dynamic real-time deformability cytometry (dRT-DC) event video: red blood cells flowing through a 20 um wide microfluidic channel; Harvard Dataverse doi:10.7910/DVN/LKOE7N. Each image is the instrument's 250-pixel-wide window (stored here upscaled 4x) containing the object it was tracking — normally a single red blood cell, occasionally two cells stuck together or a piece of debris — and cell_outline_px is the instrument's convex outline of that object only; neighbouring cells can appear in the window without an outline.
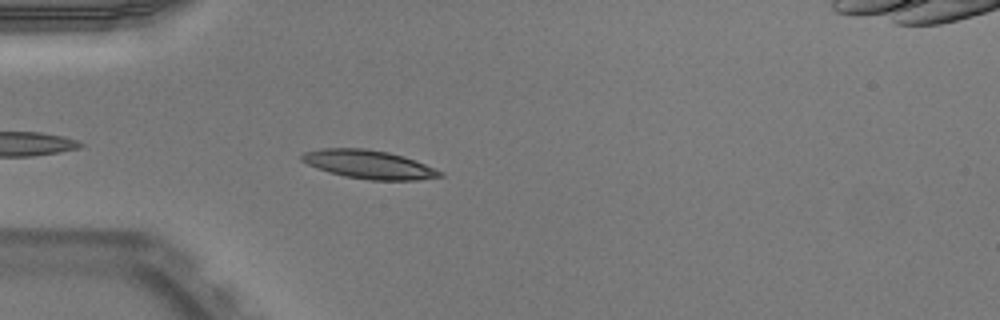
{"species": "Egyptian fruit bat (a non-hibernating species)", "species_latin": "Rousettus aegyptiacus", "temperature_condition": "warm", "stored_images_in_passage": 28, "camera_frame_rate_fps": 3000, "um_per_image_px": 0.085, "animal": {"sex": "male"}, "frame": {"image": 1, "passage_image": 5, "time_ms": 1.333, "image_size_px": [1000, 320], "cell_outline_px": [[444, 176], [420, 180], [368, 180], [344, 176], [328, 172], [316, 168], [300, 160], [300, 156], [304, 152], [320, 148], [364, 148], [388, 152], [404, 156], [444, 172]], "centroid_in_image_um": [31.34, 13.98], "position_along_channel_um": 53.7, "area_um2": 23.12}}
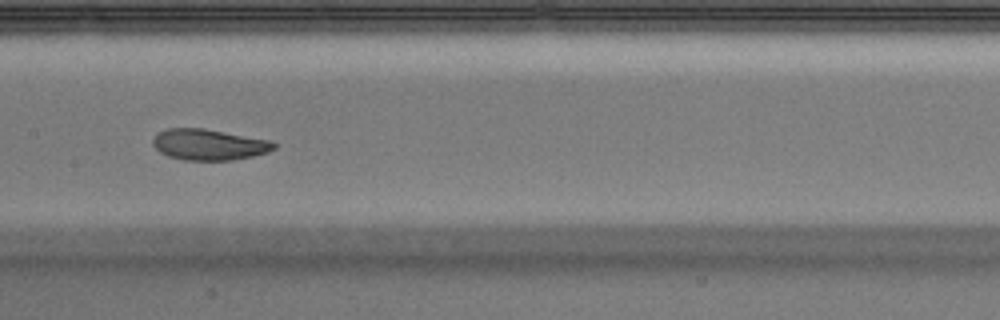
{"frame": {"image": 2, "passage_image": 16, "time_ms": 5.0, "image_size_px": [1000, 320], "cell_outline_px": [[276, 148], [268, 152], [252, 156], [232, 160], [184, 160], [168, 156], [160, 152], [152, 144], [152, 140], [160, 132], [168, 128], [204, 128], [272, 140], [276, 144]], "centroid_in_image_um": [17.79, 12.29], "position_along_channel_um": 189.6, "area_um2": 21.91}}